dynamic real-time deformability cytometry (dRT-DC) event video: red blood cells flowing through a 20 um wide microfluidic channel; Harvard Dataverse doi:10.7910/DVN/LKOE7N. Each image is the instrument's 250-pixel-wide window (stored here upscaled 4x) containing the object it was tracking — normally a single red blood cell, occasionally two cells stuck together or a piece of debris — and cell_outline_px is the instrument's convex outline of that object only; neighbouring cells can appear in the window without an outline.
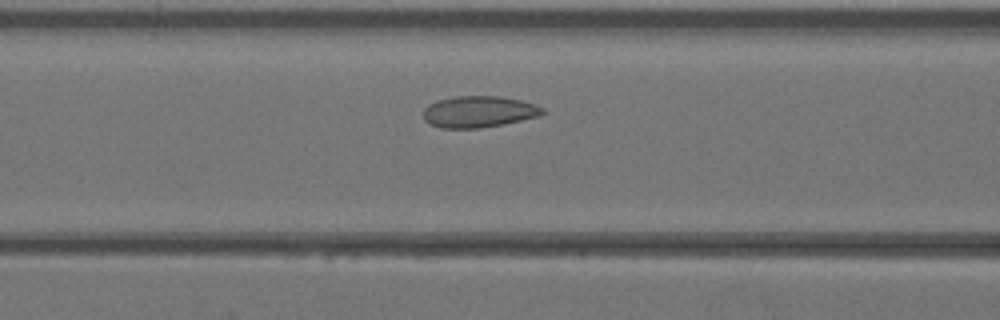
{"species": "Egyptian fruit bat (a non-hibernating species)", "species_latin": "Rousettus aegyptiacus", "temperature_condition": "warm", "stored_images_in_passage": 33, "camera_frame_rate_fps": 3000, "um_per_image_px": 0.085, "animal": {"sex": "female"}, "frame": {"image": 1, "passage_image": 9, "time_ms": 2.667, "image_size_px": [1000, 320], "cell_outline_px": [[544, 112], [540, 116], [504, 124], [480, 128], [440, 128], [428, 124], [424, 120], [424, 108], [428, 104], [436, 100], [452, 96], [500, 96], [520, 100], [536, 104], [544, 108]], "centroid_in_image_um": [40.67, 9.49], "position_along_channel_um": 125.9, "area_um2": 22.14}}
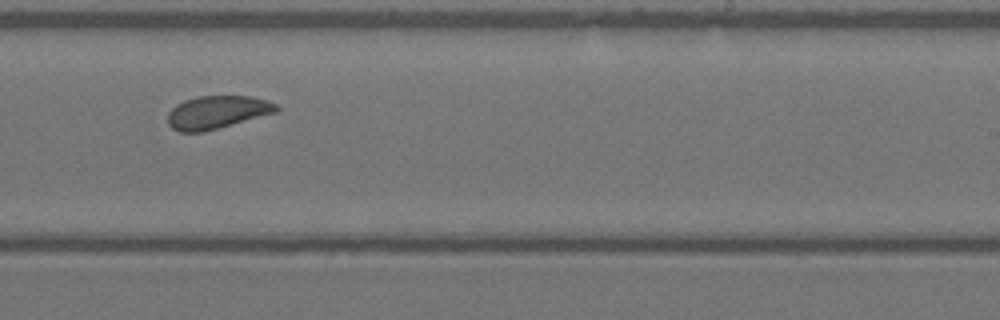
{"frame": {"image": 2, "passage_image": 18, "time_ms": 5.667, "image_size_px": [1000, 320], "cell_outline_px": [[280, 108], [276, 112], [204, 132], [180, 132], [172, 128], [168, 124], [168, 112], [176, 104], [184, 100], [200, 96], [252, 96], [268, 100], [276, 104]], "centroid_in_image_um": [18.44, 9.54], "position_along_channel_um": 270.6, "area_um2": 20.87}}
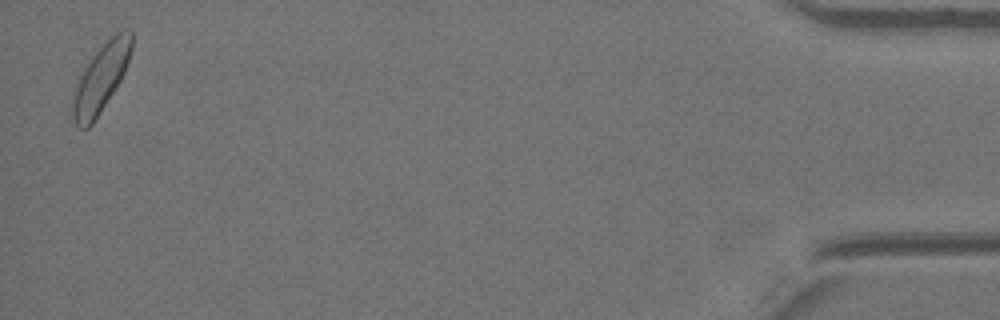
{"frame": {"image": 3, "passage_image": 33, "time_ms": 10.667, "image_size_px": [1000, 320], "cell_outline_px": [[132, 48], [124, 72], [120, 80], [100, 112], [92, 124], [88, 128], [80, 128], [76, 124], [68, 112], [68, 104], [72, 92], [84, 64], [116, 32], [128, 28], [132, 28]], "centroid_in_image_um": [8.49, 6.68], "position_along_channel_um": 426.7, "area_um2": 23.76}}